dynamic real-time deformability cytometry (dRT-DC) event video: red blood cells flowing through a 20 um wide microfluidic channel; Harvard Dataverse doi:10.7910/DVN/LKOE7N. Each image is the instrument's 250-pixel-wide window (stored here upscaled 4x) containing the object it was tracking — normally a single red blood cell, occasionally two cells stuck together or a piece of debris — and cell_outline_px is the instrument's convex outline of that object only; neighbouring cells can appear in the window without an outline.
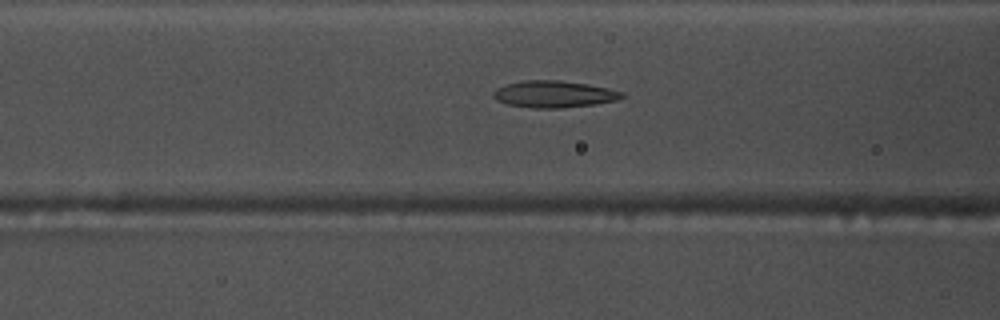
{"species": "common noctule bat (a hibernating species)", "species_latin": "Nyctalus noctula", "temperature_condition": "warm", "stored_images_in_passage": 54, "camera_frame_rate_fps": 3000, "um_per_image_px": 0.085, "animal": {"sex": "male", "body_mass_g": 17.5, "forearm_length_mm": 52.3}, "frame": {"image": 1, "passage_image": 21, "time_ms": 6.667, "image_size_px": [1000, 320], "cell_outline_px": [[624, 96], [616, 100], [592, 104], [560, 108], [536, 108], [508, 104], [496, 100], [492, 96], [492, 92], [496, 88], [508, 84], [524, 80], [560, 80], [588, 84], [608, 88], [624, 92]], "centroid_in_image_um": [47.07, 7.99], "position_along_channel_um": 119.5, "area_um2": 19.94}}
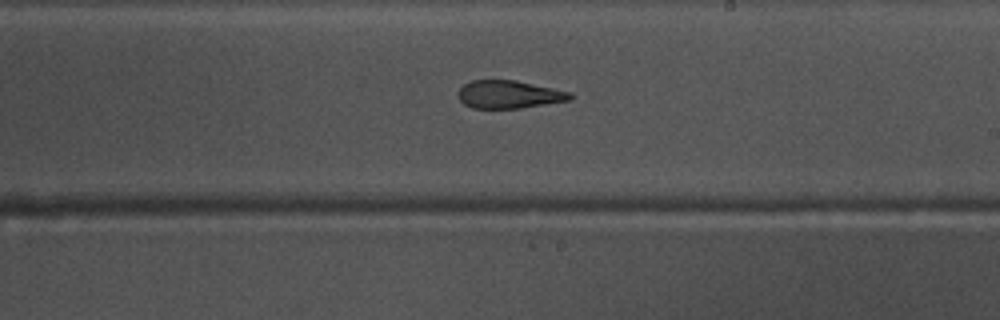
{"frame": {"image": 2, "passage_image": 31, "time_ms": 10.0, "image_size_px": [1000, 320], "cell_outline_px": [[572, 100], [520, 108], [472, 108], [464, 104], [456, 96], [456, 92], [468, 80], [516, 80], [572, 92]], "centroid_in_image_um": [43.24, 8.02], "position_along_channel_um": 245.8, "area_um2": 18.44}}
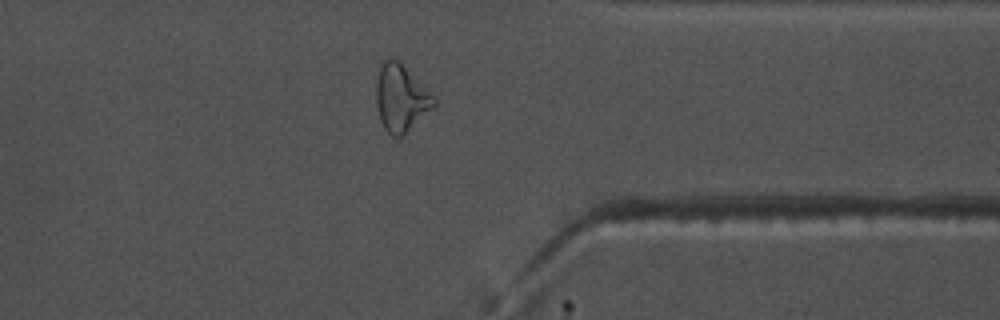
{"frame": {"image": 3, "passage_image": 42, "time_ms": 13.667, "image_size_px": [1000, 320], "cell_outline_px": [[436, 104], [432, 108], [400, 136], [392, 136], [384, 128], [380, 120], [376, 104], [376, 84], [380, 64], [384, 60], [400, 60], [436, 96]], "centroid_in_image_um": [34.08, 8.28], "position_along_channel_um": 377.3, "area_um2": 22.43}, "authors_computed_cell_mechanics": {"area_um2": 20.2878, "velocity_mm_per_s": 3.7998, "shape_relaxation_time_tau1_ms": null, "shape_relaxation_time_tau2_ms": 1.8566, "deformation_change_tau1": null, "deformation_change_tau2": 0.1043}}